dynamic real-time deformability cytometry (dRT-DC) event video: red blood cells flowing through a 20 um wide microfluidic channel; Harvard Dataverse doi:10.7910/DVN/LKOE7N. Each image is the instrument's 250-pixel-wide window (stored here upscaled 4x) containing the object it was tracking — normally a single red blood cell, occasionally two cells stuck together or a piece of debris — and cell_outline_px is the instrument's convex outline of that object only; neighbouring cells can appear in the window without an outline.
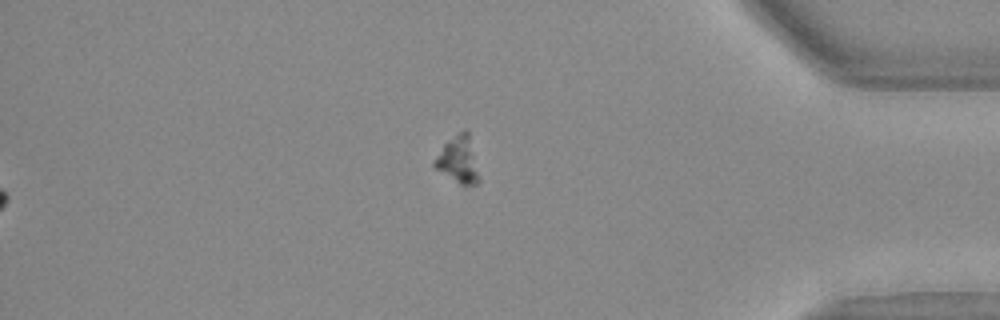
{"species": "Egyptian fruit bat (a non-hibernating species)", "species_latin": "Rousettus aegyptiacus", "temperature_condition": "warm", "stored_images_in_passage": 50, "segment_of_instrument_passage": [2, 2], "camera_frame_rate_fps": 3000, "um_per_image_px": 0.085, "animal": {"sex": "female"}, "frame": {"image": 1, "passage_image": 50, "time_ms": 16.333, "image_size_px": [1000, 320], "cell_outline_px": [[480, 184], [460, 184], [436, 168], [432, 164], [432, 160], [444, 144], [456, 132], [468, 128], [480, 176]], "centroid_in_image_um": [38.97, 13.54], "position_along_channel_um": 396.2, "area_um2": 12.31}}